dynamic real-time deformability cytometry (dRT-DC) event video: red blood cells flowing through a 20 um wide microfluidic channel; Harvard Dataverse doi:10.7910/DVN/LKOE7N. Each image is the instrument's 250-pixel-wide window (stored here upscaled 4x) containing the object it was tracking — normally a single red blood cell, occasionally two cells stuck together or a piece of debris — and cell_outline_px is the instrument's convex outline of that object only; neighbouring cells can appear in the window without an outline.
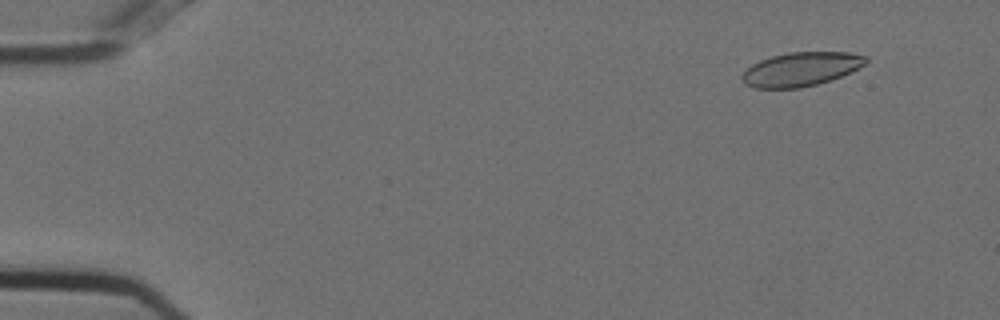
{"species": "Egyptian fruit bat (a non-hibernating species)", "species_latin": "Rousettus aegyptiacus", "temperature_condition": "cold", "stored_images_in_passage": 16, "camera_frame_rate_fps": 3000, "um_per_image_px": 0.085, "animal": {"sex": "female"}, "frame": {"image": 1, "passage_image": 5, "time_ms": 1.333, "image_size_px": [1000, 320], "cell_outline_px": [[868, 60], [864, 64], [840, 76], [816, 84], [800, 88], [752, 88], [744, 84], [740, 76], [752, 64], [760, 60], [772, 56], [792, 52], [848, 52], [868, 56]], "centroid_in_image_um": [68.04, 5.88], "position_along_channel_um": 17.0, "area_um2": 24.22}}